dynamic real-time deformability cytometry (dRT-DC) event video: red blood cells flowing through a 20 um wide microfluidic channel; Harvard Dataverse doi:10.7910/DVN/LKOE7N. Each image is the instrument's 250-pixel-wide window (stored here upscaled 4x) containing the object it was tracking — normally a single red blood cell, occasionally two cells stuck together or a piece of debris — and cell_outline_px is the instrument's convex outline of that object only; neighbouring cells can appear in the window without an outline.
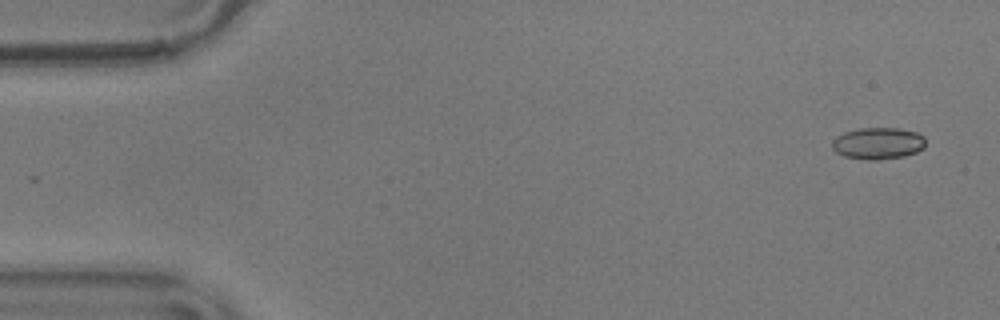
{"species": "common noctule bat (a hibernating species)", "species_latin": "Nyctalus noctula", "temperature_condition": "warm", "stored_images_in_passage": 54, "camera_frame_rate_fps": 3000, "um_per_image_px": 0.085, "animal": {"sex": "male", "body_mass_g": 17.9}, "frame": {"image": 1, "passage_image": 1, "time_ms": 0.0, "image_size_px": [1000, 320], "cell_outline_px": [[924, 148], [916, 152], [904, 156], [880, 160], [868, 160], [844, 156], [836, 152], [832, 148], [832, 140], [836, 136], [844, 132], [860, 128], [896, 128], [916, 132], [924, 136]], "centroid_in_image_um": [74.61, 12.19], "position_along_channel_um": 10.4, "area_um2": 17.34}}
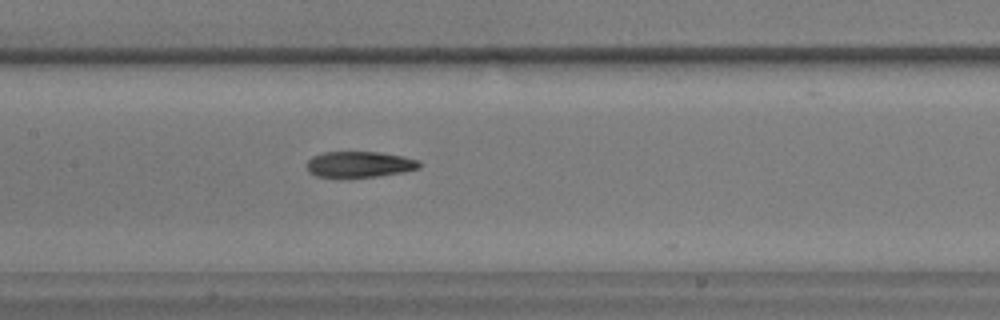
{"frame": {"image": 2, "passage_image": 25, "time_ms": 8.0, "image_size_px": [1000, 320], "cell_outline_px": [[424, 164], [420, 168], [404, 172], [376, 176], [316, 176], [308, 172], [308, 160], [312, 156], [324, 152], [380, 152], [404, 156], [420, 160]], "centroid_in_image_um": [30.63, 13.95], "position_along_channel_um": 176.8, "area_um2": 16.94}}
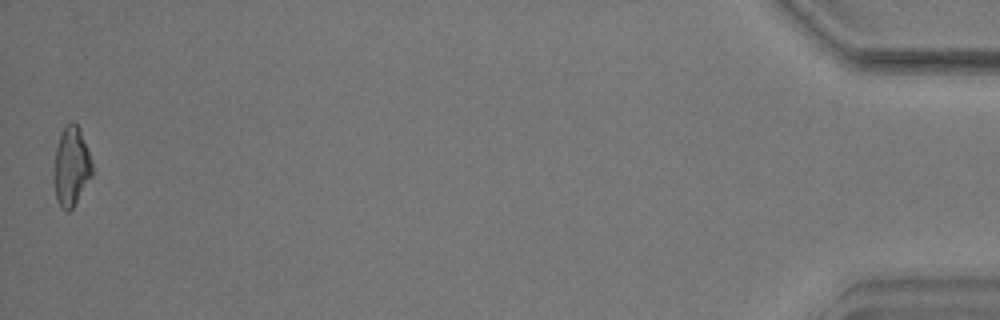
{"frame": {"image": 3, "passage_image": 54, "time_ms": 17.667, "image_size_px": [1000, 320], "cell_outline_px": [[92, 176], [72, 208], [68, 212], [60, 208], [56, 200], [52, 180], [52, 176], [56, 148], [60, 132], [72, 120], [80, 128], [92, 160]], "centroid_in_image_um": [6.03, 14.17], "position_along_channel_um": 429.2, "area_um2": 18.03}, "authors_computed_cell_mechanics": {"area_um2": 17.629, "velocity_mm_per_s": 3.595, "shape_relaxation_time_tau1_ms": null, "shape_relaxation_time_tau2_ms": 2.3454, "deformation_change_tau1": null, "deformation_change_tau2": 0.0956}}